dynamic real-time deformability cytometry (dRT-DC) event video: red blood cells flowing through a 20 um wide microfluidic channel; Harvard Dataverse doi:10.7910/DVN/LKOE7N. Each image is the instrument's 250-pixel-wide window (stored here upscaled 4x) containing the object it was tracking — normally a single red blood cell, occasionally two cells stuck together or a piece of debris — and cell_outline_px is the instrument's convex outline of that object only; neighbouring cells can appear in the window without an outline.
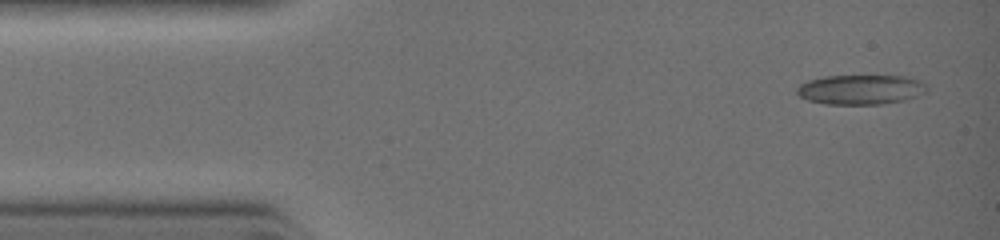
{"species": "common noctule bat (a hibernating species)", "species_latin": "Nyctalus noctula", "temperature_condition": "warm", "stored_images_in_passage": 6, "camera_frame_rate_fps": 3000, "um_per_image_px": 0.085, "animal": {"sex": "female", "body_mass_g": 19.0, "forearm_length_mm": 51.5}, "frame": {"image": 1, "passage_image": 1, "time_ms": 0.0, "image_size_px": [1000, 240], "cell_outline_px": [[928, 92], [904, 100], [880, 104], [824, 104], [808, 100], [800, 96], [796, 92], [796, 88], [800, 84], [808, 80], [824, 76], [904, 76], [920, 80], [928, 88]], "centroid_in_image_um": [73.15, 7.61], "position_along_channel_um": 11.8, "area_um2": 22.54}}